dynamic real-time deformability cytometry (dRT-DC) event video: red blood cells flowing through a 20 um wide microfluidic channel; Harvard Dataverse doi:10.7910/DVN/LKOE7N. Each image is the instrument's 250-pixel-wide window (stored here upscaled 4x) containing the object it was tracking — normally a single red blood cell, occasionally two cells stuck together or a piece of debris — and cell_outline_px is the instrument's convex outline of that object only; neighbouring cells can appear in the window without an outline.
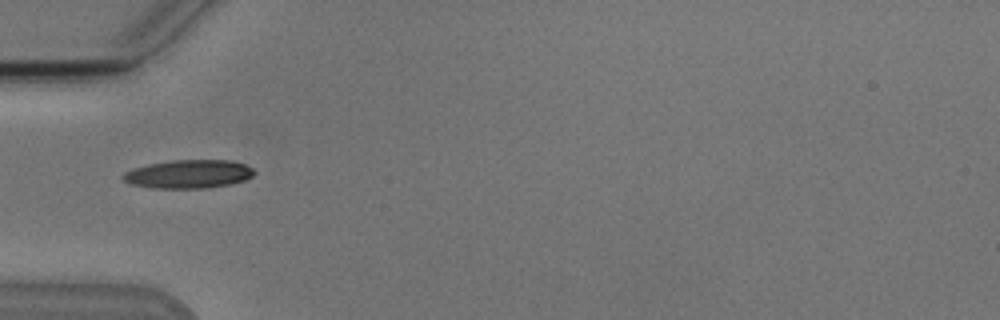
{"species": "Egyptian fruit bat (a non-hibernating species)", "species_latin": "Rousettus aegyptiacus", "temperature_condition": "cold", "stored_images_in_passage": 37, "camera_frame_rate_fps": 3000, "um_per_image_px": 0.085, "animal": {"sex": "male"}, "frame": {"image": 1, "passage_image": 1, "time_ms": 0.0, "image_size_px": [1000, 320], "cell_outline_px": [[256, 172], [252, 176], [244, 180], [228, 184], [204, 188], [152, 188], [132, 184], [124, 180], [120, 176], [124, 172], [132, 168], [148, 164], [172, 160], [232, 160], [244, 164], [252, 168]], "centroid_in_image_um": [16.0, 14.78], "position_along_channel_um": 69.0, "area_um2": 21.73}}
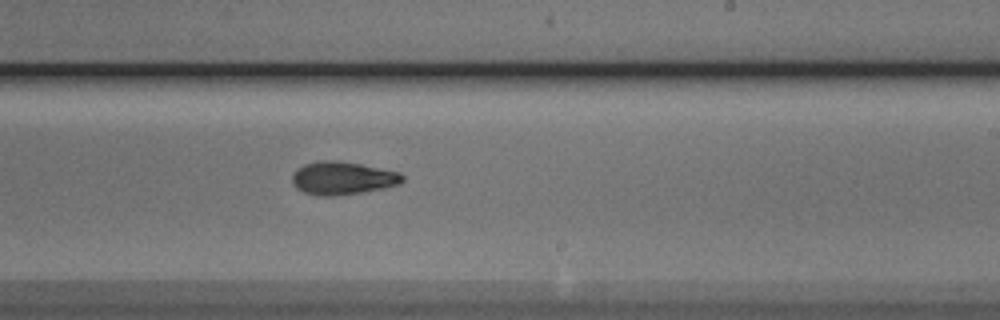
{"frame": {"image": 2, "passage_image": 16, "time_ms": 5.0, "image_size_px": [1000, 320], "cell_outline_px": [[404, 180], [400, 184], [384, 188], [336, 196], [320, 196], [304, 192], [296, 188], [292, 184], [292, 172], [296, 168], [304, 164], [316, 160], [340, 160], [400, 172], [404, 176]], "centroid_in_image_um": [29.08, 15.13], "position_along_channel_um": 259.9, "area_um2": 21.5}}
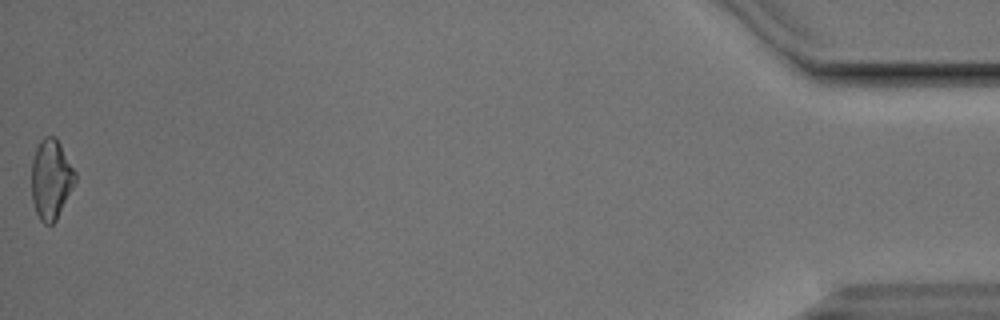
{"frame": {"image": 3, "passage_image": 37, "time_ms": 12.0, "image_size_px": [1000, 320], "cell_outline_px": [[76, 180], [56, 220], [52, 224], [44, 224], [40, 220], [36, 212], [32, 200], [32, 160], [36, 148], [40, 140], [44, 136], [56, 136], [76, 172]], "centroid_in_image_um": [4.33, 15.21], "position_along_channel_um": 430.9, "area_um2": 20.23}, "authors_computed_cell_mechanics": {"area_um2": 20.4034, "velocity_mm_per_s": 3.8243, "shape_relaxation_time_tau1_ms": 5.0729, "shape_relaxation_time_tau2_ms": 8.4173, "deformation_change_tau1": 0.1398, "deformation_change_tau2": 0.1594}}